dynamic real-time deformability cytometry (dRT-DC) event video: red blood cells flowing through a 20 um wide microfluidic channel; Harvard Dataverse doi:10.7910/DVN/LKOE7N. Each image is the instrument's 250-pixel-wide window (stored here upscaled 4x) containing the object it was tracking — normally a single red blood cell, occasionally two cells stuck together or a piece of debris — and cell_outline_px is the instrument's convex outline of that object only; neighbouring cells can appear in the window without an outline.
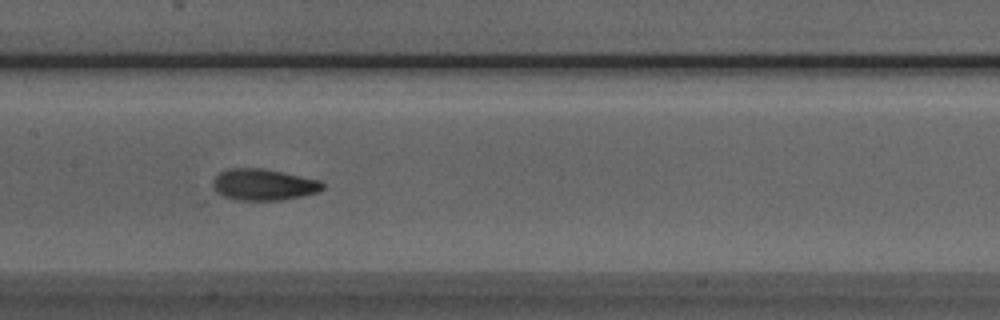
{"species": "Egyptian fruit bat (a non-hibernating species)", "species_latin": "Rousettus aegyptiacus", "temperature_condition": "room temperature", "stored_images_in_passage": 24, "camera_frame_rate_fps": 3000, "um_per_image_px": 0.085, "animal": {"sex": "male"}, "frame": {"image": 1, "passage_image": 14, "time_ms": 4.333, "image_size_px": [1000, 320], "cell_outline_px": [[324, 188], [320, 192], [280, 200], [240, 200], [224, 196], [216, 192], [212, 184], [212, 180], [220, 172], [228, 168], [264, 168], [320, 180], [324, 184]], "centroid_in_image_um": [22.4, 15.68], "position_along_channel_um": 185.0, "area_um2": 20.11}}
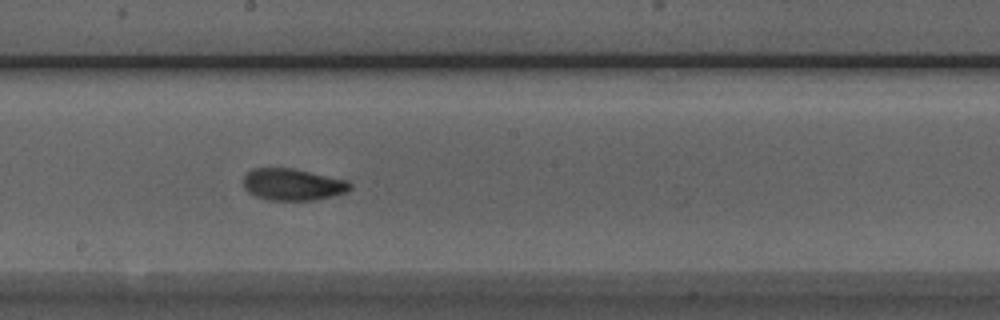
{"frame": {"image": 2, "passage_image": 17, "time_ms": 5.333, "image_size_px": [1000, 320], "cell_outline_px": [[352, 188], [348, 192], [316, 200], [268, 200], [256, 196], [248, 192], [244, 188], [244, 176], [252, 168], [292, 168], [348, 180], [352, 184]], "centroid_in_image_um": [24.91, 15.68], "position_along_channel_um": 223.3, "area_um2": 19.88}}
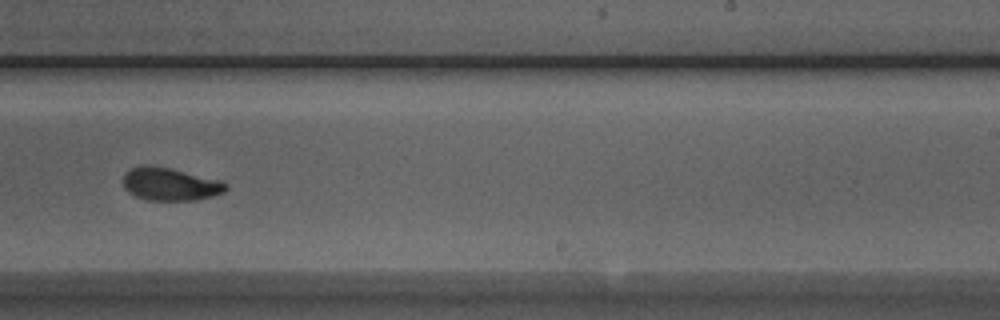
{"frame": {"image": 3, "passage_image": 21, "time_ms": 6.667, "image_size_px": [1000, 320], "cell_outline_px": [[228, 188], [224, 192], [212, 196], [196, 200], [148, 200], [136, 196], [128, 192], [124, 188], [124, 172], [128, 168], [144, 164], [168, 168], [220, 180], [228, 184]], "centroid_in_image_um": [14.44, 15.65], "position_along_channel_um": 274.6, "area_um2": 19.65}}